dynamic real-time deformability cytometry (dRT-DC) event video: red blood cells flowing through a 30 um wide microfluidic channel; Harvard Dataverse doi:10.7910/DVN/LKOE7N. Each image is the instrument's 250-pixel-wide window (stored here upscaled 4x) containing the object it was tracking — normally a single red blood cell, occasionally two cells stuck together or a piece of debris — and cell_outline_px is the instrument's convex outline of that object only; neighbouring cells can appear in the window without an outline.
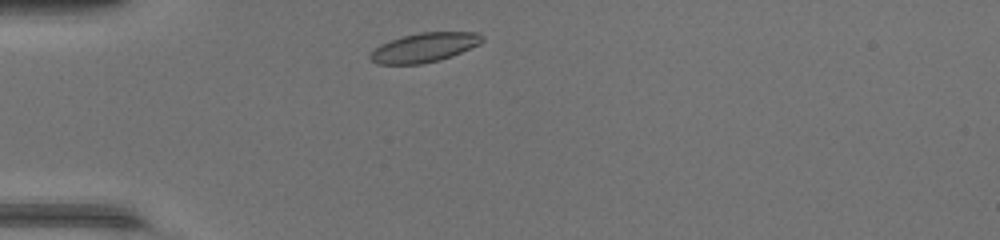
{"species": "common noctule bat (a hibernating species)", "species_latin": "Nyctalus noctula", "temperature_condition": "warm", "stored_images_in_passage": 36, "camera_frame_rate_fps": 3000, "um_per_image_px": 0.085, "animal": {"sex": "female", "body_mass_g": 17.0, "forearm_length_mm": 48.0}, "frame": {"image": 1, "passage_image": 2, "time_ms": 0.333, "image_size_px": [1000, 240], "cell_outline_px": [[484, 40], [480, 44], [452, 56], [440, 60], [420, 64], [376, 64], [368, 56], [380, 44], [404, 36], [420, 32], [480, 32], [484, 36]], "centroid_in_image_um": [36.11, 4.03], "position_along_channel_um": 48.9, "area_um2": 19.07}}
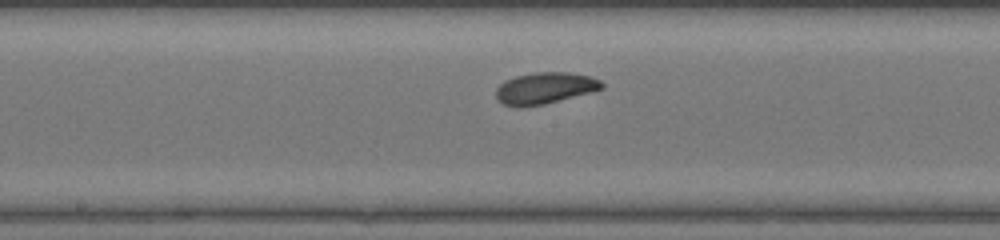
{"frame": {"image": 2, "passage_image": 14, "time_ms": 4.333, "image_size_px": [1000, 240], "cell_outline_px": [[604, 88], [592, 92], [544, 104], [524, 108], [516, 108], [504, 104], [496, 100], [496, 88], [504, 80], [516, 76], [536, 72], [568, 72], [588, 76], [600, 80], [604, 84]], "centroid_in_image_um": [46.28, 7.51], "position_along_channel_um": 201.9, "area_um2": 19.65}}
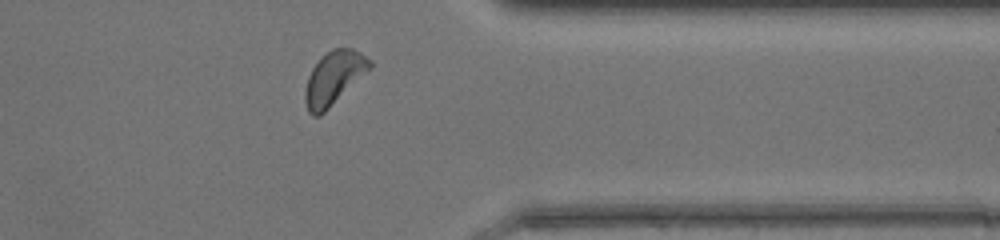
{"frame": {"image": 3, "passage_image": 27, "time_ms": 8.667, "image_size_px": [1000, 240], "cell_outline_px": [[372, 68], [320, 116], [312, 116], [308, 112], [304, 100], [304, 92], [308, 76], [312, 68], [320, 56], [332, 48], [352, 48], [360, 52], [372, 60]], "centroid_in_image_um": [28.37, 6.62], "position_along_channel_um": 383.0, "area_um2": 20.35}, "authors_computed_cell_mechanics": {"area_um2": 19.074, "velocity_mm_per_s": 4.3535, "shape_relaxation_time_tau1_ms": 2.8712, "shape_relaxation_time_tau2_ms": null, "deformation_change_tau1": 0.1012, "deformation_change_tau2": null}}